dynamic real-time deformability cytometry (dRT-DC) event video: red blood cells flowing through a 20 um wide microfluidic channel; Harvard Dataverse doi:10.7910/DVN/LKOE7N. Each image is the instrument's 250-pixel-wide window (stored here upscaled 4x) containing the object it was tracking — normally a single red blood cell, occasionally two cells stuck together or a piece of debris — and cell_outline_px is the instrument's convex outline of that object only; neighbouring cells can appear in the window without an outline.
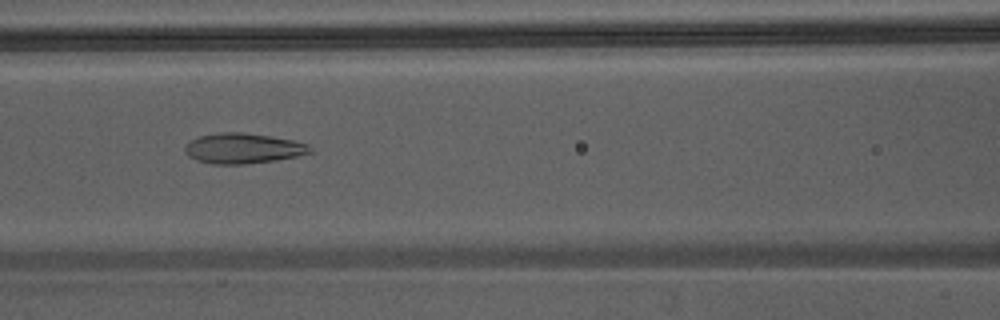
{"species": "Egyptian fruit bat (a non-hibernating species)", "species_latin": "Rousettus aegyptiacus", "temperature_condition": "warm", "stored_images_in_passage": 47, "camera_frame_rate_fps": 3000, "um_per_image_px": 0.085, "animal": {"sex": "male"}, "frame": {"image": 1, "passage_image": 21, "time_ms": 6.667, "image_size_px": [1000, 320], "cell_outline_px": [[312, 152], [296, 156], [276, 160], [244, 164], [212, 164], [196, 160], [188, 156], [184, 152], [184, 144], [188, 140], [200, 136], [220, 132], [244, 132], [292, 140], [308, 144], [312, 148]], "centroid_in_image_um": [20.6, 12.61], "position_along_channel_um": 146.0, "area_um2": 22.2}}
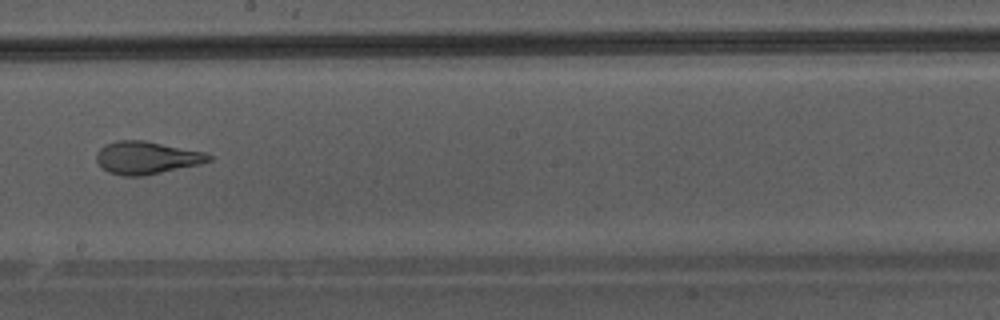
{"frame": {"image": 2, "passage_image": 27, "time_ms": 8.667, "image_size_px": [1000, 320], "cell_outline_px": [[212, 160], [200, 164], [144, 176], [124, 176], [108, 172], [96, 160], [96, 152], [104, 144], [116, 140], [144, 140], [204, 152], [212, 156]], "centroid_in_image_um": [12.44, 13.4], "position_along_channel_um": 235.8, "area_um2": 21.39}}